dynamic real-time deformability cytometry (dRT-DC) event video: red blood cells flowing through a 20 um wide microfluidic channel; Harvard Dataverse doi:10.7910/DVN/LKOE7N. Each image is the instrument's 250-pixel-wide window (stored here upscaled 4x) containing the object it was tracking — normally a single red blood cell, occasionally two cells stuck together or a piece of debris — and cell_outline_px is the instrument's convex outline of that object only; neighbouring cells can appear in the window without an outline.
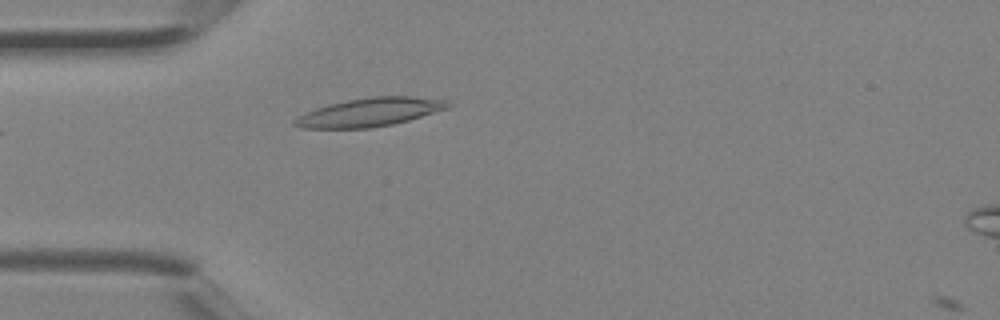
{"species": "Egyptian fruit bat (a non-hibernating species)", "species_latin": "Rousettus aegyptiacus", "temperature_condition": "room temperature", "stored_images_in_passage": 3, "camera_frame_rate_fps": 3000, "um_per_image_px": 0.085, "animal": {"sex": "female"}, "frame": {"image": 1, "passage_image": 2, "time_ms": 0.333, "image_size_px": [1000, 320], "cell_outline_px": [[452, 104], [448, 108], [408, 120], [392, 124], [368, 128], [300, 128], [292, 124], [292, 120], [316, 108], [328, 104], [368, 96], [412, 96], [448, 100]], "centroid_in_image_um": [31.44, 9.53], "position_along_channel_um": 53.6, "area_um2": 25.32}}